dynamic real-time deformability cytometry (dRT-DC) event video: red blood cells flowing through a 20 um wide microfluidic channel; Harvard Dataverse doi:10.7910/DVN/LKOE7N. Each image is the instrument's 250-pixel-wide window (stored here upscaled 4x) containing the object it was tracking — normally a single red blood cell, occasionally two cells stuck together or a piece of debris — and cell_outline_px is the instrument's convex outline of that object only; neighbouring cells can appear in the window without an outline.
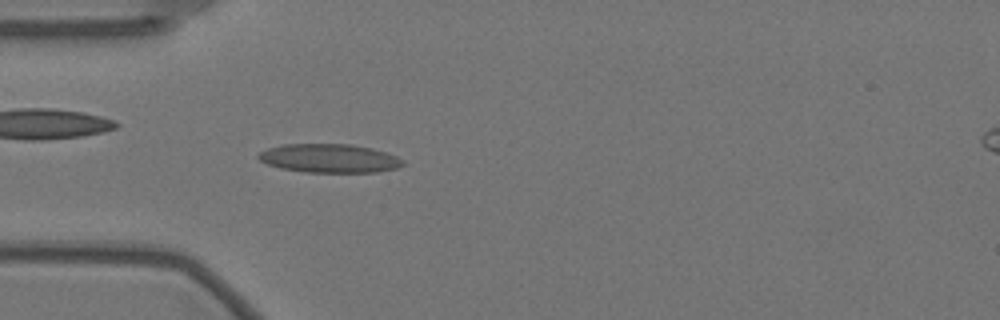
{"species": "Egyptian fruit bat (a non-hibernating species)", "species_latin": "Rousettus aegyptiacus", "temperature_condition": "warm", "stored_images_in_passage": 58, "camera_frame_rate_fps": 3000, "um_per_image_px": 0.085, "animal": {"sex": "female"}, "frame": {"image": 1, "passage_image": 17, "time_ms": 5.333, "image_size_px": [1000, 320], "cell_outline_px": [[404, 164], [396, 168], [376, 172], [304, 172], [280, 168], [268, 164], [260, 160], [256, 156], [260, 152], [268, 148], [284, 144], [352, 144], [372, 148], [396, 156], [404, 160]], "centroid_in_image_um": [27.99, 13.45], "position_along_channel_um": 57.0, "area_um2": 24.1}}
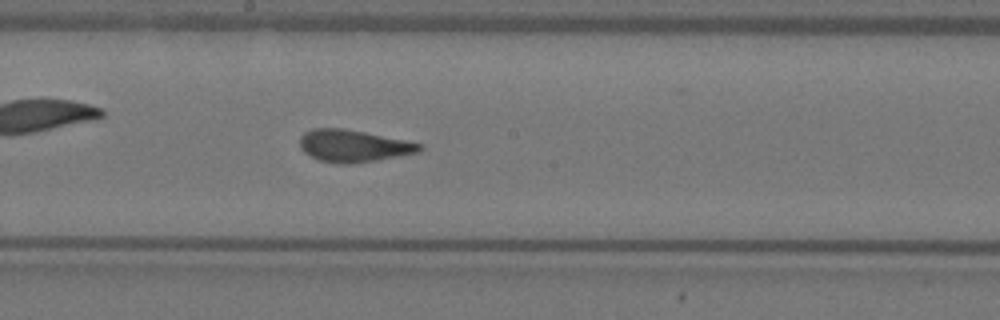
{"frame": {"image": 2, "passage_image": 31, "time_ms": 10.0, "image_size_px": [1000, 320], "cell_outline_px": [[424, 148], [420, 152], [376, 160], [348, 164], [336, 164], [320, 160], [304, 152], [300, 148], [300, 136], [304, 132], [312, 128], [344, 128], [424, 144]], "centroid_in_image_um": [30.04, 12.4], "position_along_channel_um": 218.2, "area_um2": 22.43}}
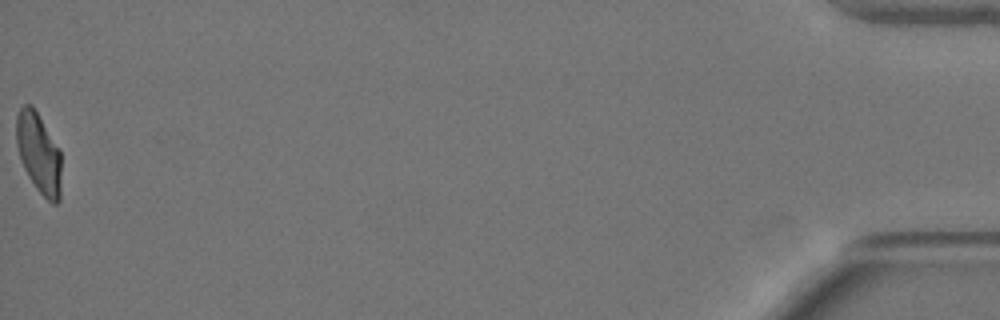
{"frame": {"image": 3, "passage_image": 58, "time_ms": 19.0, "image_size_px": [1000, 320], "cell_outline_px": [[60, 200], [56, 204], [52, 204], [36, 188], [28, 176], [20, 160], [16, 144], [16, 116], [20, 108], [24, 104], [32, 104], [60, 152]], "centroid_in_image_um": [3.26, 13.02], "position_along_channel_um": 431.9, "area_um2": 20.81}, "authors_computed_cell_mechanics": {"area_um2": 22.4264, "velocity_mm_per_s": 3.5156, "shape_relaxation_time_tau1_ms": 11.3104, "shape_relaxation_time_tau2_ms": 0.9967, "deformation_change_tau1": 0.2511, "deformation_change_tau2": 0.0826}}